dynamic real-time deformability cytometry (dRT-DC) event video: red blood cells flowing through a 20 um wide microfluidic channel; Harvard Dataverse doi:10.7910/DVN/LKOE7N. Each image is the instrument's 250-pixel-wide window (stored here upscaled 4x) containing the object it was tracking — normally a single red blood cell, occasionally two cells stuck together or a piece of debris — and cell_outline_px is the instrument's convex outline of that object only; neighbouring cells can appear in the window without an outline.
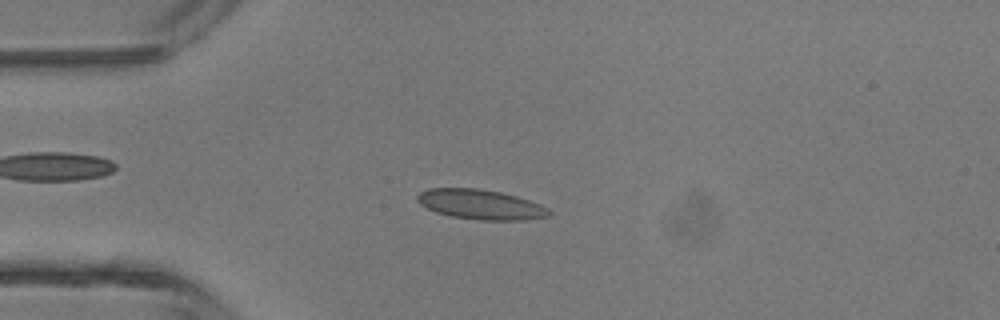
{"species": "common noctule bat (a hibernating species)", "species_latin": "Nyctalus noctula", "temperature_condition": "room temperature", "stored_images_in_passage": 45, "camera_frame_rate_fps": 3000, "um_per_image_px": 0.085, "animal": {"sex": "male", "body_mass_g": 13.3}, "frame": {"image": 1, "passage_image": 11, "time_ms": 3.333, "image_size_px": [1000, 320], "cell_outline_px": [[552, 212], [548, 216], [524, 220], [480, 220], [452, 216], [436, 212], [420, 204], [416, 200], [416, 196], [420, 192], [428, 188], [480, 188], [500, 192], [516, 196], [540, 204], [548, 208]], "centroid_in_image_um": [40.84, 17.37], "position_along_channel_um": 44.2, "area_um2": 22.89}}
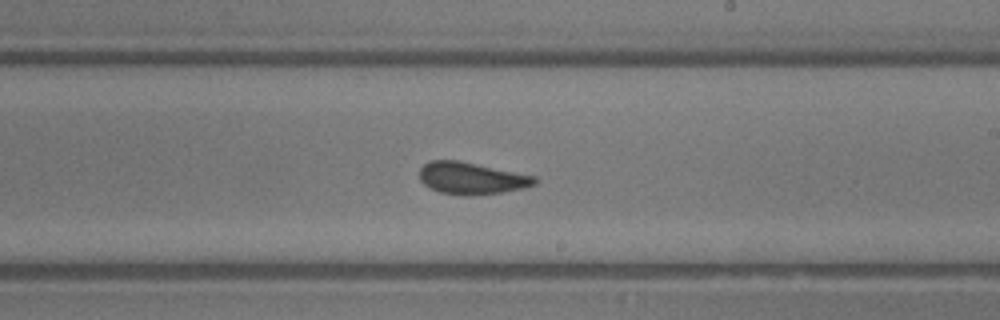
{"frame": {"image": 2, "passage_image": 26, "time_ms": 8.333, "image_size_px": [1000, 320], "cell_outline_px": [[536, 184], [524, 188], [500, 192], [468, 196], [440, 192], [428, 188], [420, 180], [420, 168], [428, 160], [460, 160], [536, 176]], "centroid_in_image_um": [40.06, 15.14], "position_along_channel_um": 248.9, "area_um2": 21.56}}
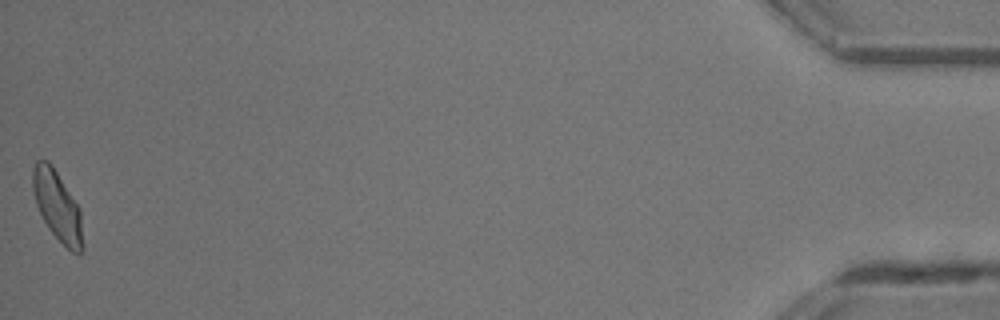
{"frame": {"image": 3, "passage_image": 45, "time_ms": 14.667, "image_size_px": [1000, 320], "cell_outline_px": [[84, 248], [80, 256], [72, 252], [48, 228], [36, 204], [32, 188], [32, 168], [36, 160], [48, 160], [52, 164], [80, 208], [84, 244]], "centroid_in_image_um": [4.9, 17.51], "position_along_channel_um": 430.3, "area_um2": 20.52}, "authors_computed_cell_mechanics": {"area_um2": 21.675, "velocity_mm_per_s": 4.4956, "shape_relaxation_time_tau1_ms": 4.1624, "shape_relaxation_time_tau2_ms": 0.7618, "deformation_change_tau1": 0.1147, "deformation_change_tau2": 0.0473}}